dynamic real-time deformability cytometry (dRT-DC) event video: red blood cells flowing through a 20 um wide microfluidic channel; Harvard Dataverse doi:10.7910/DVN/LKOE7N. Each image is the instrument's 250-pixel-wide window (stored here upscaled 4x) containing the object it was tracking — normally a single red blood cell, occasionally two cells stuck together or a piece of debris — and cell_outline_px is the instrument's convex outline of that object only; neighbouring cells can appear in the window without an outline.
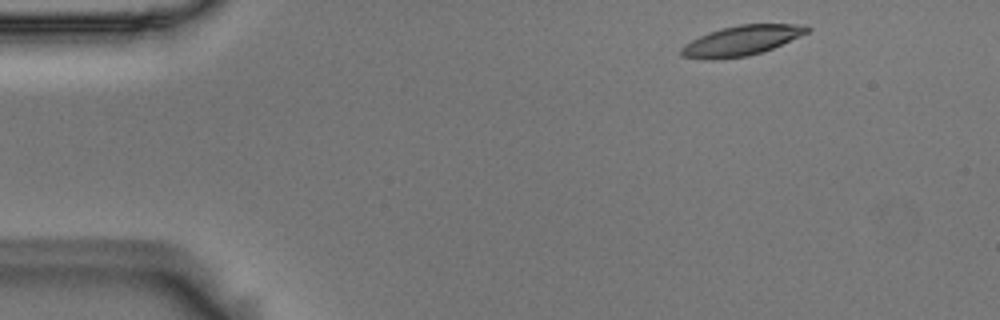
{"species": "Egyptian fruit bat (a non-hibernating species)", "species_latin": "Rousettus aegyptiacus", "temperature_condition": "room temperature", "stored_images_in_passage": 2, "camera_frame_rate_fps": 3000, "um_per_image_px": 0.085, "animal": {"sex": "male"}, "frame": {"image": 1, "passage_image": 2, "time_ms": 0.333, "image_size_px": [1000, 320], "cell_outline_px": [[812, 28], [808, 32], [800, 36], [772, 48], [748, 56], [712, 60], [680, 56], [680, 48], [684, 44], [708, 32], [720, 28], [740, 24], [808, 24]], "centroid_in_image_um": [63.02, 3.44], "position_along_channel_um": 22.0, "area_um2": 22.02}}